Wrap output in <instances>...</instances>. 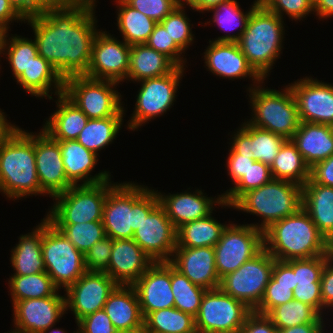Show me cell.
Wrapping results in <instances>:
<instances>
[{
	"label": "cell",
	"mask_w": 333,
	"mask_h": 333,
	"mask_svg": "<svg viewBox=\"0 0 333 333\" xmlns=\"http://www.w3.org/2000/svg\"><path fill=\"white\" fill-rule=\"evenodd\" d=\"M95 7L87 0H63L25 22L32 27L38 55L65 80L85 75L98 33Z\"/></svg>",
	"instance_id": "1"
},
{
	"label": "cell",
	"mask_w": 333,
	"mask_h": 333,
	"mask_svg": "<svg viewBox=\"0 0 333 333\" xmlns=\"http://www.w3.org/2000/svg\"><path fill=\"white\" fill-rule=\"evenodd\" d=\"M32 133L14 123L0 139V192L11 200L46 195L37 175Z\"/></svg>",
	"instance_id": "2"
},
{
	"label": "cell",
	"mask_w": 333,
	"mask_h": 333,
	"mask_svg": "<svg viewBox=\"0 0 333 333\" xmlns=\"http://www.w3.org/2000/svg\"><path fill=\"white\" fill-rule=\"evenodd\" d=\"M263 242L264 248L281 261L326 255L333 249L303 208L272 223L263 231Z\"/></svg>",
	"instance_id": "3"
},
{
	"label": "cell",
	"mask_w": 333,
	"mask_h": 333,
	"mask_svg": "<svg viewBox=\"0 0 333 333\" xmlns=\"http://www.w3.org/2000/svg\"><path fill=\"white\" fill-rule=\"evenodd\" d=\"M156 189L131 182L116 183L104 202L102 223L113 240L133 239V234L158 205Z\"/></svg>",
	"instance_id": "4"
},
{
	"label": "cell",
	"mask_w": 333,
	"mask_h": 333,
	"mask_svg": "<svg viewBox=\"0 0 333 333\" xmlns=\"http://www.w3.org/2000/svg\"><path fill=\"white\" fill-rule=\"evenodd\" d=\"M283 24L282 18L259 4L251 12L246 29L237 41L249 65L263 80L269 76L284 48Z\"/></svg>",
	"instance_id": "5"
},
{
	"label": "cell",
	"mask_w": 333,
	"mask_h": 333,
	"mask_svg": "<svg viewBox=\"0 0 333 333\" xmlns=\"http://www.w3.org/2000/svg\"><path fill=\"white\" fill-rule=\"evenodd\" d=\"M232 206L238 211L260 217L261 224L250 225L264 231L272 223L296 214L302 208V186L287 180L272 179L243 194Z\"/></svg>",
	"instance_id": "6"
},
{
	"label": "cell",
	"mask_w": 333,
	"mask_h": 333,
	"mask_svg": "<svg viewBox=\"0 0 333 333\" xmlns=\"http://www.w3.org/2000/svg\"><path fill=\"white\" fill-rule=\"evenodd\" d=\"M264 80L255 85L249 92L251 118L250 125L268 130L272 133L291 139L299 128L298 106L289 85L282 91L265 88Z\"/></svg>",
	"instance_id": "7"
},
{
	"label": "cell",
	"mask_w": 333,
	"mask_h": 333,
	"mask_svg": "<svg viewBox=\"0 0 333 333\" xmlns=\"http://www.w3.org/2000/svg\"><path fill=\"white\" fill-rule=\"evenodd\" d=\"M108 180L92 185H72L57 194L54 205L47 212L51 224H76L102 221L103 206L108 191L116 184Z\"/></svg>",
	"instance_id": "8"
},
{
	"label": "cell",
	"mask_w": 333,
	"mask_h": 333,
	"mask_svg": "<svg viewBox=\"0 0 333 333\" xmlns=\"http://www.w3.org/2000/svg\"><path fill=\"white\" fill-rule=\"evenodd\" d=\"M42 257L45 272L58 289L66 290L86 272L84 254L45 217L42 219Z\"/></svg>",
	"instance_id": "9"
},
{
	"label": "cell",
	"mask_w": 333,
	"mask_h": 333,
	"mask_svg": "<svg viewBox=\"0 0 333 333\" xmlns=\"http://www.w3.org/2000/svg\"><path fill=\"white\" fill-rule=\"evenodd\" d=\"M119 83L82 76L64 80V94L74 102L89 119H102L124 115V104L116 87Z\"/></svg>",
	"instance_id": "10"
},
{
	"label": "cell",
	"mask_w": 333,
	"mask_h": 333,
	"mask_svg": "<svg viewBox=\"0 0 333 333\" xmlns=\"http://www.w3.org/2000/svg\"><path fill=\"white\" fill-rule=\"evenodd\" d=\"M274 261L275 258L263 248L236 271L224 276L219 288L254 310L260 304L269 283Z\"/></svg>",
	"instance_id": "11"
},
{
	"label": "cell",
	"mask_w": 333,
	"mask_h": 333,
	"mask_svg": "<svg viewBox=\"0 0 333 333\" xmlns=\"http://www.w3.org/2000/svg\"><path fill=\"white\" fill-rule=\"evenodd\" d=\"M252 311L219 287L206 290L195 317L197 333H237Z\"/></svg>",
	"instance_id": "12"
},
{
	"label": "cell",
	"mask_w": 333,
	"mask_h": 333,
	"mask_svg": "<svg viewBox=\"0 0 333 333\" xmlns=\"http://www.w3.org/2000/svg\"><path fill=\"white\" fill-rule=\"evenodd\" d=\"M185 69L177 67L169 74L139 81L141 87L136 96L135 109L127 122L129 130H138V127L170 110L176 101L177 89Z\"/></svg>",
	"instance_id": "13"
},
{
	"label": "cell",
	"mask_w": 333,
	"mask_h": 333,
	"mask_svg": "<svg viewBox=\"0 0 333 333\" xmlns=\"http://www.w3.org/2000/svg\"><path fill=\"white\" fill-rule=\"evenodd\" d=\"M264 248L263 231L250 224L229 223L214 246L216 271L220 280Z\"/></svg>",
	"instance_id": "14"
},
{
	"label": "cell",
	"mask_w": 333,
	"mask_h": 333,
	"mask_svg": "<svg viewBox=\"0 0 333 333\" xmlns=\"http://www.w3.org/2000/svg\"><path fill=\"white\" fill-rule=\"evenodd\" d=\"M131 46L117 40L107 31H98L93 43L91 61L84 76L117 83L127 79Z\"/></svg>",
	"instance_id": "15"
},
{
	"label": "cell",
	"mask_w": 333,
	"mask_h": 333,
	"mask_svg": "<svg viewBox=\"0 0 333 333\" xmlns=\"http://www.w3.org/2000/svg\"><path fill=\"white\" fill-rule=\"evenodd\" d=\"M118 284L105 272L86 271L64 290L66 311H72L76 323L103 309L108 296Z\"/></svg>",
	"instance_id": "16"
},
{
	"label": "cell",
	"mask_w": 333,
	"mask_h": 333,
	"mask_svg": "<svg viewBox=\"0 0 333 333\" xmlns=\"http://www.w3.org/2000/svg\"><path fill=\"white\" fill-rule=\"evenodd\" d=\"M177 230L159 204L134 231L133 240L154 262H170Z\"/></svg>",
	"instance_id": "17"
},
{
	"label": "cell",
	"mask_w": 333,
	"mask_h": 333,
	"mask_svg": "<svg viewBox=\"0 0 333 333\" xmlns=\"http://www.w3.org/2000/svg\"><path fill=\"white\" fill-rule=\"evenodd\" d=\"M15 333H42L55 326L66 312L65 295L17 301L13 306Z\"/></svg>",
	"instance_id": "18"
},
{
	"label": "cell",
	"mask_w": 333,
	"mask_h": 333,
	"mask_svg": "<svg viewBox=\"0 0 333 333\" xmlns=\"http://www.w3.org/2000/svg\"><path fill=\"white\" fill-rule=\"evenodd\" d=\"M294 94L300 122L333 126V85L304 77L288 84Z\"/></svg>",
	"instance_id": "19"
},
{
	"label": "cell",
	"mask_w": 333,
	"mask_h": 333,
	"mask_svg": "<svg viewBox=\"0 0 333 333\" xmlns=\"http://www.w3.org/2000/svg\"><path fill=\"white\" fill-rule=\"evenodd\" d=\"M34 152L40 187L49 197L73 185L66 176L59 142L43 129L34 134Z\"/></svg>",
	"instance_id": "20"
},
{
	"label": "cell",
	"mask_w": 333,
	"mask_h": 333,
	"mask_svg": "<svg viewBox=\"0 0 333 333\" xmlns=\"http://www.w3.org/2000/svg\"><path fill=\"white\" fill-rule=\"evenodd\" d=\"M160 205L165 209L166 215L172 221L176 230L182 225L197 219L204 218L213 213L214 206L233 208L232 205L224 202L223 195L214 198L205 196L202 190H195L193 193L188 190L166 194L156 191Z\"/></svg>",
	"instance_id": "21"
},
{
	"label": "cell",
	"mask_w": 333,
	"mask_h": 333,
	"mask_svg": "<svg viewBox=\"0 0 333 333\" xmlns=\"http://www.w3.org/2000/svg\"><path fill=\"white\" fill-rule=\"evenodd\" d=\"M132 286L144 318L150 312L174 307L170 262H154Z\"/></svg>",
	"instance_id": "22"
},
{
	"label": "cell",
	"mask_w": 333,
	"mask_h": 333,
	"mask_svg": "<svg viewBox=\"0 0 333 333\" xmlns=\"http://www.w3.org/2000/svg\"><path fill=\"white\" fill-rule=\"evenodd\" d=\"M205 66L216 76L231 79H252L250 90L259 84L263 79L249 65L245 55L237 42H215L209 40V45L205 49L204 59Z\"/></svg>",
	"instance_id": "23"
},
{
	"label": "cell",
	"mask_w": 333,
	"mask_h": 333,
	"mask_svg": "<svg viewBox=\"0 0 333 333\" xmlns=\"http://www.w3.org/2000/svg\"><path fill=\"white\" fill-rule=\"evenodd\" d=\"M170 263L193 284L205 290L220 286L214 247H176Z\"/></svg>",
	"instance_id": "24"
},
{
	"label": "cell",
	"mask_w": 333,
	"mask_h": 333,
	"mask_svg": "<svg viewBox=\"0 0 333 333\" xmlns=\"http://www.w3.org/2000/svg\"><path fill=\"white\" fill-rule=\"evenodd\" d=\"M153 263L133 239L113 240L110 263L104 272L118 285H133Z\"/></svg>",
	"instance_id": "25"
},
{
	"label": "cell",
	"mask_w": 333,
	"mask_h": 333,
	"mask_svg": "<svg viewBox=\"0 0 333 333\" xmlns=\"http://www.w3.org/2000/svg\"><path fill=\"white\" fill-rule=\"evenodd\" d=\"M240 126L231 138V148L237 154L250 155L255 161L271 166L287 139L248 122H242Z\"/></svg>",
	"instance_id": "26"
},
{
	"label": "cell",
	"mask_w": 333,
	"mask_h": 333,
	"mask_svg": "<svg viewBox=\"0 0 333 333\" xmlns=\"http://www.w3.org/2000/svg\"><path fill=\"white\" fill-rule=\"evenodd\" d=\"M60 145L62 161L67 179L73 185H92L111 179L109 171H101L94 176L92 170L98 162V155L87 150L77 140H57Z\"/></svg>",
	"instance_id": "27"
},
{
	"label": "cell",
	"mask_w": 333,
	"mask_h": 333,
	"mask_svg": "<svg viewBox=\"0 0 333 333\" xmlns=\"http://www.w3.org/2000/svg\"><path fill=\"white\" fill-rule=\"evenodd\" d=\"M291 140L310 168L333 155L332 125L300 122Z\"/></svg>",
	"instance_id": "28"
},
{
	"label": "cell",
	"mask_w": 333,
	"mask_h": 333,
	"mask_svg": "<svg viewBox=\"0 0 333 333\" xmlns=\"http://www.w3.org/2000/svg\"><path fill=\"white\" fill-rule=\"evenodd\" d=\"M118 332L144 326L139 300L132 285H117L103 307Z\"/></svg>",
	"instance_id": "29"
},
{
	"label": "cell",
	"mask_w": 333,
	"mask_h": 333,
	"mask_svg": "<svg viewBox=\"0 0 333 333\" xmlns=\"http://www.w3.org/2000/svg\"><path fill=\"white\" fill-rule=\"evenodd\" d=\"M302 208L333 246V187L323 186L309 179L302 186Z\"/></svg>",
	"instance_id": "30"
},
{
	"label": "cell",
	"mask_w": 333,
	"mask_h": 333,
	"mask_svg": "<svg viewBox=\"0 0 333 333\" xmlns=\"http://www.w3.org/2000/svg\"><path fill=\"white\" fill-rule=\"evenodd\" d=\"M57 109L43 125L54 140H76L89 118L64 93L57 95Z\"/></svg>",
	"instance_id": "31"
},
{
	"label": "cell",
	"mask_w": 333,
	"mask_h": 333,
	"mask_svg": "<svg viewBox=\"0 0 333 333\" xmlns=\"http://www.w3.org/2000/svg\"><path fill=\"white\" fill-rule=\"evenodd\" d=\"M16 82L30 95L52 99V94L64 93V79L53 66L38 55L29 65L27 70L16 79ZM54 84V85H53ZM52 86V87H51ZM54 87V92L52 88ZM51 91V92H50ZM51 93V95L49 94Z\"/></svg>",
	"instance_id": "32"
},
{
	"label": "cell",
	"mask_w": 333,
	"mask_h": 333,
	"mask_svg": "<svg viewBox=\"0 0 333 333\" xmlns=\"http://www.w3.org/2000/svg\"><path fill=\"white\" fill-rule=\"evenodd\" d=\"M177 67L169 57L148 47L146 44L131 45L126 80L139 83L144 79L169 74Z\"/></svg>",
	"instance_id": "33"
},
{
	"label": "cell",
	"mask_w": 333,
	"mask_h": 333,
	"mask_svg": "<svg viewBox=\"0 0 333 333\" xmlns=\"http://www.w3.org/2000/svg\"><path fill=\"white\" fill-rule=\"evenodd\" d=\"M10 262L15 271L13 275L25 276L45 272L42 257V219L31 233L20 235L18 244L11 250Z\"/></svg>",
	"instance_id": "34"
},
{
	"label": "cell",
	"mask_w": 333,
	"mask_h": 333,
	"mask_svg": "<svg viewBox=\"0 0 333 333\" xmlns=\"http://www.w3.org/2000/svg\"><path fill=\"white\" fill-rule=\"evenodd\" d=\"M295 287L293 268L286 261L275 259L264 295L253 311L267 315L274 307L292 301Z\"/></svg>",
	"instance_id": "35"
},
{
	"label": "cell",
	"mask_w": 333,
	"mask_h": 333,
	"mask_svg": "<svg viewBox=\"0 0 333 333\" xmlns=\"http://www.w3.org/2000/svg\"><path fill=\"white\" fill-rule=\"evenodd\" d=\"M227 224L218 222L212 213L177 229L176 247H214Z\"/></svg>",
	"instance_id": "36"
},
{
	"label": "cell",
	"mask_w": 333,
	"mask_h": 333,
	"mask_svg": "<svg viewBox=\"0 0 333 333\" xmlns=\"http://www.w3.org/2000/svg\"><path fill=\"white\" fill-rule=\"evenodd\" d=\"M117 4V25L123 41L128 45L145 44L157 22L128 5L124 0Z\"/></svg>",
	"instance_id": "37"
},
{
	"label": "cell",
	"mask_w": 333,
	"mask_h": 333,
	"mask_svg": "<svg viewBox=\"0 0 333 333\" xmlns=\"http://www.w3.org/2000/svg\"><path fill=\"white\" fill-rule=\"evenodd\" d=\"M270 169L273 179L287 180L301 186L310 179V167L291 139L281 146Z\"/></svg>",
	"instance_id": "38"
},
{
	"label": "cell",
	"mask_w": 333,
	"mask_h": 333,
	"mask_svg": "<svg viewBox=\"0 0 333 333\" xmlns=\"http://www.w3.org/2000/svg\"><path fill=\"white\" fill-rule=\"evenodd\" d=\"M259 1L255 0L246 12L242 11L237 0H226L215 7L211 8L208 12H213L212 22L217 24L219 28L226 31H233L235 28L238 32L234 34H225L214 40L215 42H237L246 29L248 19L251 12L259 5Z\"/></svg>",
	"instance_id": "39"
},
{
	"label": "cell",
	"mask_w": 333,
	"mask_h": 333,
	"mask_svg": "<svg viewBox=\"0 0 333 333\" xmlns=\"http://www.w3.org/2000/svg\"><path fill=\"white\" fill-rule=\"evenodd\" d=\"M123 117V115H114L102 119H89L76 140L99 156L100 150L116 139L124 122Z\"/></svg>",
	"instance_id": "40"
},
{
	"label": "cell",
	"mask_w": 333,
	"mask_h": 333,
	"mask_svg": "<svg viewBox=\"0 0 333 333\" xmlns=\"http://www.w3.org/2000/svg\"><path fill=\"white\" fill-rule=\"evenodd\" d=\"M8 280L12 306L17 301L50 297L60 291L46 272L25 276L12 275Z\"/></svg>",
	"instance_id": "41"
},
{
	"label": "cell",
	"mask_w": 333,
	"mask_h": 333,
	"mask_svg": "<svg viewBox=\"0 0 333 333\" xmlns=\"http://www.w3.org/2000/svg\"><path fill=\"white\" fill-rule=\"evenodd\" d=\"M144 327L147 333H197L195 317L175 307L150 312Z\"/></svg>",
	"instance_id": "42"
},
{
	"label": "cell",
	"mask_w": 333,
	"mask_h": 333,
	"mask_svg": "<svg viewBox=\"0 0 333 333\" xmlns=\"http://www.w3.org/2000/svg\"><path fill=\"white\" fill-rule=\"evenodd\" d=\"M7 33L8 31L2 33L0 55L5 54V57L7 55L6 59H8L15 79H17L38 56L37 46L34 39L17 34H14L15 36L11 34L10 37Z\"/></svg>",
	"instance_id": "43"
},
{
	"label": "cell",
	"mask_w": 333,
	"mask_h": 333,
	"mask_svg": "<svg viewBox=\"0 0 333 333\" xmlns=\"http://www.w3.org/2000/svg\"><path fill=\"white\" fill-rule=\"evenodd\" d=\"M267 316L277 329L290 328L305 323H324L321 316L312 306L293 299L290 302L274 307Z\"/></svg>",
	"instance_id": "44"
},
{
	"label": "cell",
	"mask_w": 333,
	"mask_h": 333,
	"mask_svg": "<svg viewBox=\"0 0 333 333\" xmlns=\"http://www.w3.org/2000/svg\"><path fill=\"white\" fill-rule=\"evenodd\" d=\"M171 289L174 307L196 317L206 290L193 284L171 264Z\"/></svg>",
	"instance_id": "45"
},
{
	"label": "cell",
	"mask_w": 333,
	"mask_h": 333,
	"mask_svg": "<svg viewBox=\"0 0 333 333\" xmlns=\"http://www.w3.org/2000/svg\"><path fill=\"white\" fill-rule=\"evenodd\" d=\"M53 225L83 254L106 236L102 221Z\"/></svg>",
	"instance_id": "46"
},
{
	"label": "cell",
	"mask_w": 333,
	"mask_h": 333,
	"mask_svg": "<svg viewBox=\"0 0 333 333\" xmlns=\"http://www.w3.org/2000/svg\"><path fill=\"white\" fill-rule=\"evenodd\" d=\"M272 179L270 166L260 161H255L234 187L222 193L223 200L229 205H233L243 194L249 190L261 187Z\"/></svg>",
	"instance_id": "47"
},
{
	"label": "cell",
	"mask_w": 333,
	"mask_h": 333,
	"mask_svg": "<svg viewBox=\"0 0 333 333\" xmlns=\"http://www.w3.org/2000/svg\"><path fill=\"white\" fill-rule=\"evenodd\" d=\"M180 3L175 9L168 14L160 23L165 27L170 37L185 52L194 42L192 24L185 14L186 6Z\"/></svg>",
	"instance_id": "48"
},
{
	"label": "cell",
	"mask_w": 333,
	"mask_h": 333,
	"mask_svg": "<svg viewBox=\"0 0 333 333\" xmlns=\"http://www.w3.org/2000/svg\"><path fill=\"white\" fill-rule=\"evenodd\" d=\"M332 255L333 249L326 255L287 260L286 262L293 268L295 274V285L297 283H320L324 265Z\"/></svg>",
	"instance_id": "49"
},
{
	"label": "cell",
	"mask_w": 333,
	"mask_h": 333,
	"mask_svg": "<svg viewBox=\"0 0 333 333\" xmlns=\"http://www.w3.org/2000/svg\"><path fill=\"white\" fill-rule=\"evenodd\" d=\"M148 47L169 57L178 67H185L184 51L170 37L165 27L159 22L145 43ZM182 55V56H181Z\"/></svg>",
	"instance_id": "50"
},
{
	"label": "cell",
	"mask_w": 333,
	"mask_h": 333,
	"mask_svg": "<svg viewBox=\"0 0 333 333\" xmlns=\"http://www.w3.org/2000/svg\"><path fill=\"white\" fill-rule=\"evenodd\" d=\"M259 3L282 19L285 13L289 19L303 21L309 13H314L313 0H261Z\"/></svg>",
	"instance_id": "51"
},
{
	"label": "cell",
	"mask_w": 333,
	"mask_h": 333,
	"mask_svg": "<svg viewBox=\"0 0 333 333\" xmlns=\"http://www.w3.org/2000/svg\"><path fill=\"white\" fill-rule=\"evenodd\" d=\"M112 245L113 239L105 236L84 253L86 271L104 272L110 263Z\"/></svg>",
	"instance_id": "52"
},
{
	"label": "cell",
	"mask_w": 333,
	"mask_h": 333,
	"mask_svg": "<svg viewBox=\"0 0 333 333\" xmlns=\"http://www.w3.org/2000/svg\"><path fill=\"white\" fill-rule=\"evenodd\" d=\"M135 10L140 11L147 17L161 22L180 4L178 0H124Z\"/></svg>",
	"instance_id": "53"
},
{
	"label": "cell",
	"mask_w": 333,
	"mask_h": 333,
	"mask_svg": "<svg viewBox=\"0 0 333 333\" xmlns=\"http://www.w3.org/2000/svg\"><path fill=\"white\" fill-rule=\"evenodd\" d=\"M78 333H117L103 309L87 315L77 322Z\"/></svg>",
	"instance_id": "54"
},
{
	"label": "cell",
	"mask_w": 333,
	"mask_h": 333,
	"mask_svg": "<svg viewBox=\"0 0 333 333\" xmlns=\"http://www.w3.org/2000/svg\"><path fill=\"white\" fill-rule=\"evenodd\" d=\"M15 12L24 20L35 18L63 0H8Z\"/></svg>",
	"instance_id": "55"
},
{
	"label": "cell",
	"mask_w": 333,
	"mask_h": 333,
	"mask_svg": "<svg viewBox=\"0 0 333 333\" xmlns=\"http://www.w3.org/2000/svg\"><path fill=\"white\" fill-rule=\"evenodd\" d=\"M295 300L312 306L322 316V299L320 283H297L293 290Z\"/></svg>",
	"instance_id": "56"
},
{
	"label": "cell",
	"mask_w": 333,
	"mask_h": 333,
	"mask_svg": "<svg viewBox=\"0 0 333 333\" xmlns=\"http://www.w3.org/2000/svg\"><path fill=\"white\" fill-rule=\"evenodd\" d=\"M227 158V173L231 177V182L234 185L241 179L244 173L247 172L250 165L255 162L254 159L250 158V155L237 154L231 147Z\"/></svg>",
	"instance_id": "57"
},
{
	"label": "cell",
	"mask_w": 333,
	"mask_h": 333,
	"mask_svg": "<svg viewBox=\"0 0 333 333\" xmlns=\"http://www.w3.org/2000/svg\"><path fill=\"white\" fill-rule=\"evenodd\" d=\"M237 333H277V328L267 315L252 311Z\"/></svg>",
	"instance_id": "58"
},
{
	"label": "cell",
	"mask_w": 333,
	"mask_h": 333,
	"mask_svg": "<svg viewBox=\"0 0 333 333\" xmlns=\"http://www.w3.org/2000/svg\"><path fill=\"white\" fill-rule=\"evenodd\" d=\"M322 315L323 309L333 307V255L326 261L321 279Z\"/></svg>",
	"instance_id": "59"
},
{
	"label": "cell",
	"mask_w": 333,
	"mask_h": 333,
	"mask_svg": "<svg viewBox=\"0 0 333 333\" xmlns=\"http://www.w3.org/2000/svg\"><path fill=\"white\" fill-rule=\"evenodd\" d=\"M310 179L314 183L333 187V155L310 168Z\"/></svg>",
	"instance_id": "60"
},
{
	"label": "cell",
	"mask_w": 333,
	"mask_h": 333,
	"mask_svg": "<svg viewBox=\"0 0 333 333\" xmlns=\"http://www.w3.org/2000/svg\"><path fill=\"white\" fill-rule=\"evenodd\" d=\"M14 21L24 22V20L12 8L8 0H0V30L3 32L10 31L8 30L10 28L9 25Z\"/></svg>",
	"instance_id": "61"
},
{
	"label": "cell",
	"mask_w": 333,
	"mask_h": 333,
	"mask_svg": "<svg viewBox=\"0 0 333 333\" xmlns=\"http://www.w3.org/2000/svg\"><path fill=\"white\" fill-rule=\"evenodd\" d=\"M325 323H305L290 328L277 329V333H325Z\"/></svg>",
	"instance_id": "62"
},
{
	"label": "cell",
	"mask_w": 333,
	"mask_h": 333,
	"mask_svg": "<svg viewBox=\"0 0 333 333\" xmlns=\"http://www.w3.org/2000/svg\"><path fill=\"white\" fill-rule=\"evenodd\" d=\"M313 9L319 19L333 17V0H313Z\"/></svg>",
	"instance_id": "63"
},
{
	"label": "cell",
	"mask_w": 333,
	"mask_h": 333,
	"mask_svg": "<svg viewBox=\"0 0 333 333\" xmlns=\"http://www.w3.org/2000/svg\"><path fill=\"white\" fill-rule=\"evenodd\" d=\"M226 0H183L181 3L191 7L192 10L204 13Z\"/></svg>",
	"instance_id": "64"
},
{
	"label": "cell",
	"mask_w": 333,
	"mask_h": 333,
	"mask_svg": "<svg viewBox=\"0 0 333 333\" xmlns=\"http://www.w3.org/2000/svg\"><path fill=\"white\" fill-rule=\"evenodd\" d=\"M13 125L7 120L5 112L0 109V139Z\"/></svg>",
	"instance_id": "65"
},
{
	"label": "cell",
	"mask_w": 333,
	"mask_h": 333,
	"mask_svg": "<svg viewBox=\"0 0 333 333\" xmlns=\"http://www.w3.org/2000/svg\"><path fill=\"white\" fill-rule=\"evenodd\" d=\"M53 327L54 326H51L49 329L43 331L42 333H67V331H64V329L63 330L61 328L60 329L59 328L54 329ZM73 333H78V329H77V331H74Z\"/></svg>",
	"instance_id": "66"
},
{
	"label": "cell",
	"mask_w": 333,
	"mask_h": 333,
	"mask_svg": "<svg viewBox=\"0 0 333 333\" xmlns=\"http://www.w3.org/2000/svg\"><path fill=\"white\" fill-rule=\"evenodd\" d=\"M117 333H147L145 327H140V328H137V329H134V330H129V331H120V332H117Z\"/></svg>",
	"instance_id": "67"
},
{
	"label": "cell",
	"mask_w": 333,
	"mask_h": 333,
	"mask_svg": "<svg viewBox=\"0 0 333 333\" xmlns=\"http://www.w3.org/2000/svg\"><path fill=\"white\" fill-rule=\"evenodd\" d=\"M87 1H89V3L93 6V7H95L96 8V0H87Z\"/></svg>",
	"instance_id": "68"
},
{
	"label": "cell",
	"mask_w": 333,
	"mask_h": 333,
	"mask_svg": "<svg viewBox=\"0 0 333 333\" xmlns=\"http://www.w3.org/2000/svg\"><path fill=\"white\" fill-rule=\"evenodd\" d=\"M2 33H3V31L0 30V41H1Z\"/></svg>",
	"instance_id": "69"
}]
</instances>
